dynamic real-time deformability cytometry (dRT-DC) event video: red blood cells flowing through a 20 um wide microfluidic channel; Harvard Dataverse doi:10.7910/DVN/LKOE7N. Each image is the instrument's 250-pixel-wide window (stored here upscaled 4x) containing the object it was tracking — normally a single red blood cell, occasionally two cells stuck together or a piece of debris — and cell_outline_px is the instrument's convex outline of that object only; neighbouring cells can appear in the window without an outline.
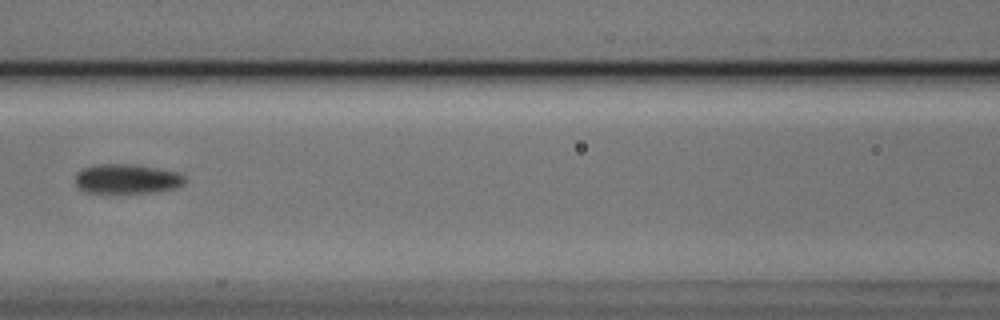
{"species": "Egyptian fruit bat (a non-hibernating species)", "species_latin": "Rousettus aegyptiacus", "temperature_condition": "cold", "stored_images_in_passage": 4, "camera_frame_rate_fps": 3000, "um_per_image_px": 0.085, "animal": {"sex": "male"}, "frame": {"image": 1, "passage_image": 4, "time_ms": 1.0, "image_size_px": [1000, 320], "cell_outline_px": [[188, 180], [184, 184], [176, 188], [156, 192], [84, 192], [76, 188], [76, 172], [80, 168], [96, 164], [132, 164], [180, 172]], "centroid_in_image_um": [10.79, 15.19], "position_along_channel_um": 155.8, "area_um2": 19.13}}